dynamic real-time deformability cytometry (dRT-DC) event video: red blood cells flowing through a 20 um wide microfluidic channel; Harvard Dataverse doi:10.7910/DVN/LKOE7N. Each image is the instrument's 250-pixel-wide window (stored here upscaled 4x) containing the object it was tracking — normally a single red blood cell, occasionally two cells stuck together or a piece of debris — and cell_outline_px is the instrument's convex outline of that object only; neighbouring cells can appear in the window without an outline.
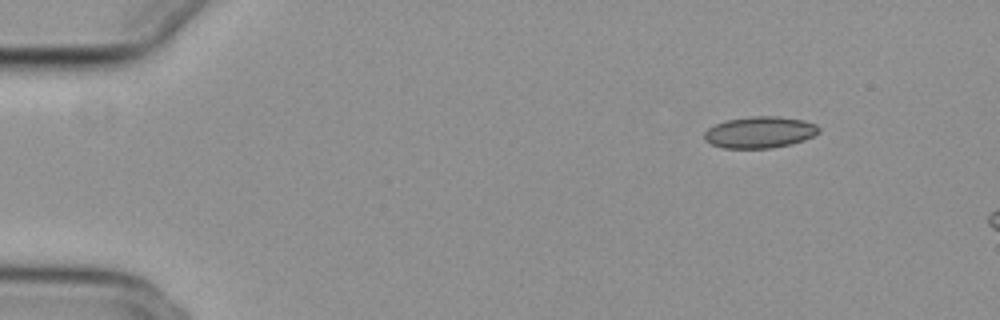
{"species": "common noctule bat (a hibernating species)", "species_latin": "Nyctalus noctula", "temperature_condition": "cold", "stored_images_in_passage": 7, "camera_frame_rate_fps": 3000, "um_per_image_px": 0.085, "animal": {"sex": "female", "body_mass_g": 29.2, "forearm_length_mm": 56.3}, "frame": {"image": 1, "passage_image": 1, "time_ms": 0.0, "image_size_px": [1000, 320], "cell_outline_px": [[820, 132], [804, 140], [772, 148], [724, 148], [712, 144], [704, 140], [704, 132], [708, 128], [716, 124], [728, 120], [752, 116], [780, 116], [804, 120], [816, 124], [820, 128]], "centroid_in_image_um": [64.59, 11.24], "position_along_channel_um": 20.4, "area_um2": 20.98}}